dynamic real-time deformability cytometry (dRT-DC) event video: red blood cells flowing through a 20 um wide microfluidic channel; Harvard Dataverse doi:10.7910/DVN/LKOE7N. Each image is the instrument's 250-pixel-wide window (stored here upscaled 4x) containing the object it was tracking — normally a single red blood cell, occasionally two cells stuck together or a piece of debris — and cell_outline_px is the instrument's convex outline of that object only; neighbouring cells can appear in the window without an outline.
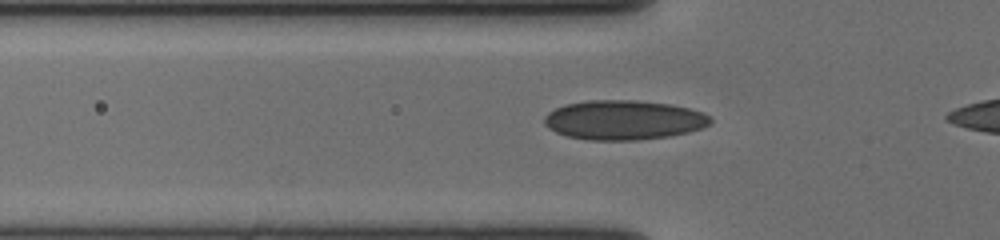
{"species": "human", "species_latin": "Homo sapiens", "temperature_condition": "cold", "stored_images_in_passage": 43, "camera_frame_rate_fps": 3000, "um_per_image_px": 0.085, "donor": {"sex": "female"}, "frame": {"image": 1, "passage_image": 13, "time_ms": 4.0, "image_size_px": [1000, 240], "cell_outline_px": [[712, 120], [708, 124], [700, 128], [688, 132], [668, 136], [636, 140], [588, 140], [568, 136], [556, 132], [548, 128], [544, 124], [544, 116], [548, 112], [564, 104], [588, 100], [632, 100], [672, 104], [688, 108], [700, 112], [708, 116]], "centroid_in_image_um": [52.96, 10.19], "position_along_channel_um": 72.8, "area_um2": 38.09}}
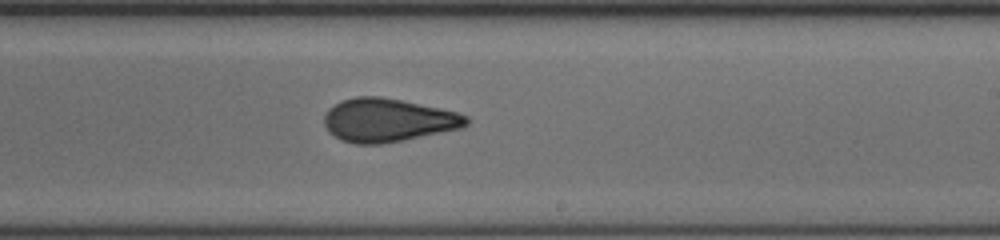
{"frame": {"image": 2, "passage_image": 28, "time_ms": 9.0, "image_size_px": [1000, 240], "cell_outline_px": [[468, 124], [464, 128], [404, 140], [380, 144], [356, 144], [340, 140], [328, 132], [324, 124], [324, 116], [328, 108], [340, 100], [356, 96], [380, 96], [440, 108], [456, 112], [468, 116]], "centroid_in_image_um": [32.95, 10.22], "position_along_channel_um": 256.0, "area_um2": 36.18}}
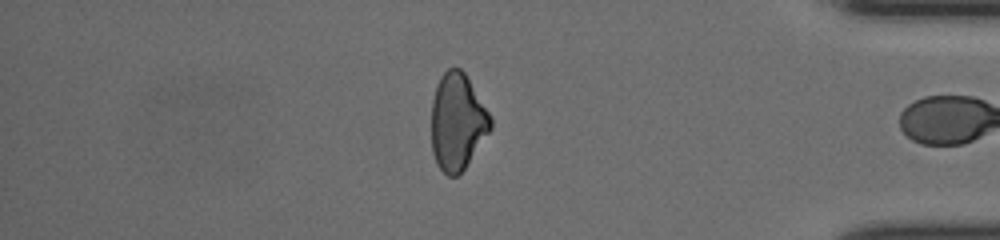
{"frame": {"image": 3, "passage_image": 42, "time_ms": 13.667, "image_size_px": [1000, 240], "cell_outline_px": [[492, 128], [464, 168], [456, 176], [448, 176], [436, 164], [432, 152], [432, 100], [436, 84], [440, 76], [448, 68], [460, 68], [464, 72], [488, 112], [492, 120]], "centroid_in_image_um": [38.85, 10.35], "position_along_channel_um": 396.3, "area_um2": 33.0}, "authors_computed_cell_mechanics": {"area_um2": 36.3562, "velocity_mm_per_s": 3.6713, "shape_relaxation_time_tau1_ms": null, "shape_relaxation_time_tau2_ms": 1.3374, "deformation_change_tau1": null, "deformation_change_tau2": 0.0757}}